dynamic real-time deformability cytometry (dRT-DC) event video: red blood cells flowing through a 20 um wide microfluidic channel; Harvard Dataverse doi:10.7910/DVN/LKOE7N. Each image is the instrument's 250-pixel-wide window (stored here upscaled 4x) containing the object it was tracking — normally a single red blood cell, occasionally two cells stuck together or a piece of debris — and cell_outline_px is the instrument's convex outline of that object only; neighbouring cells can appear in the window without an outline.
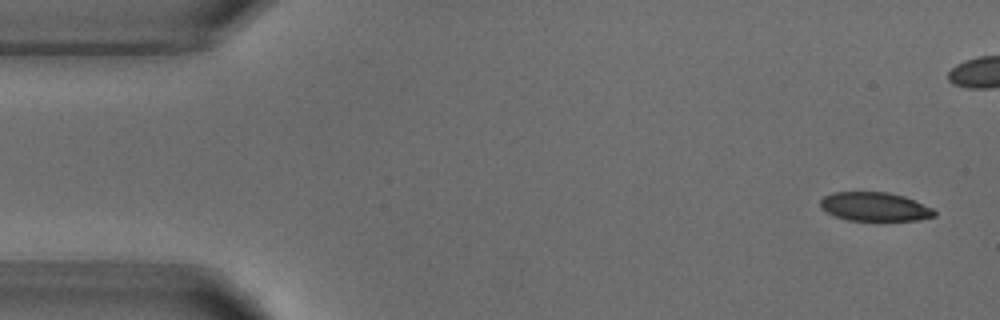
{"species": "common noctule bat (a hibernating species)", "species_latin": "Nyctalus noctula", "temperature_condition": "warm", "stored_images_in_passage": 5, "camera_frame_rate_fps": 3000, "um_per_image_px": 0.085, "animal": {"sex": "male", "body_mass_g": 18.8}, "frame": {"image": 1, "passage_image": 1, "time_ms": 0.0, "image_size_px": [1000, 320], "cell_outline_px": [[936, 216], [920, 220], [848, 220], [836, 216], [820, 208], [820, 200], [824, 196], [832, 192], [888, 192], [904, 196], [932, 208], [936, 212]], "centroid_in_image_um": [74.35, 17.56], "position_along_channel_um": 10.7, "area_um2": 19.07}}
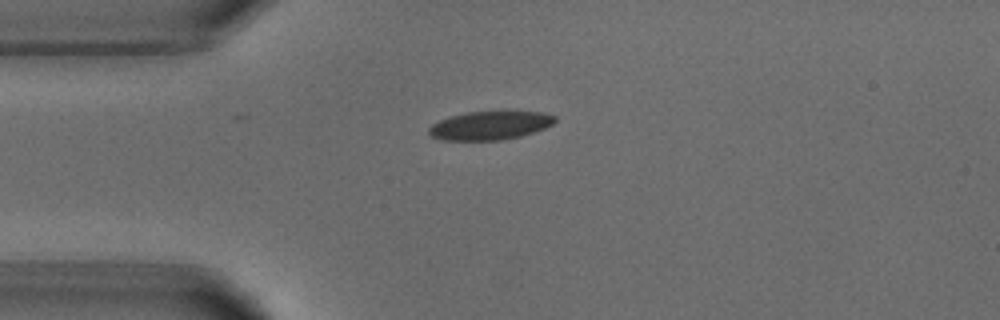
{"frame": {"image": 2, "passage_image": 5, "time_ms": 5.0, "image_size_px": [1000, 320], "cell_outline_px": [[556, 120], [552, 124], [544, 128], [520, 136], [504, 140], [444, 140], [432, 136], [428, 132], [428, 128], [432, 124], [448, 116], [464, 112], [504, 108], [544, 112], [556, 116]], "centroid_in_image_um": [41.69, 10.6], "position_along_channel_um": 43.3, "area_um2": 22.02}}